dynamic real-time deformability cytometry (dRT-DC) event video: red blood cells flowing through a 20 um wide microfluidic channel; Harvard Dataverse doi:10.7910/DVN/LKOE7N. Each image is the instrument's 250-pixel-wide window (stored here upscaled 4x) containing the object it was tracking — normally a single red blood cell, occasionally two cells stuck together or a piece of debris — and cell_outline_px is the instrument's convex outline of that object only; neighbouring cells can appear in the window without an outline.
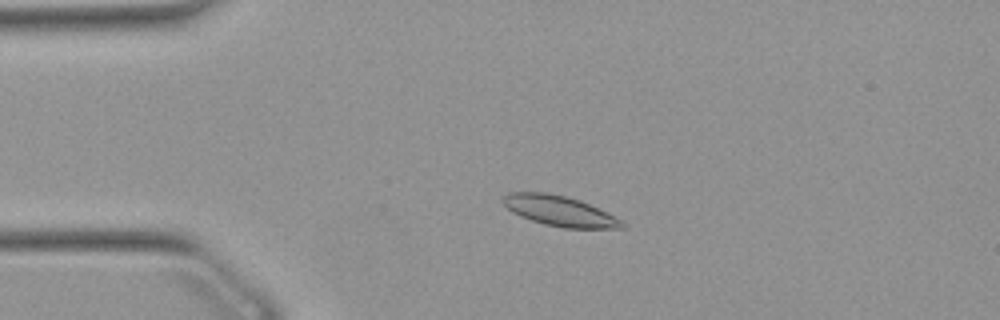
{"species": "Egyptian fruit bat (a non-hibernating species)", "species_latin": "Rousettus aegyptiacus", "temperature_condition": "warm", "stored_images_in_passage": 52, "camera_frame_rate_fps": 3000, "um_per_image_px": 0.085, "animal": {"sex": "female"}, "frame": {"image": 1, "passage_image": 11, "time_ms": 3.333, "image_size_px": [1000, 320], "cell_outline_px": [[628, 224], [624, 228], [564, 228], [544, 224], [520, 216], [512, 212], [500, 200], [500, 196], [508, 192], [548, 192], [580, 200], [616, 216], [624, 220]], "centroid_in_image_um": [47.57, 17.92], "position_along_channel_um": 37.4, "area_um2": 21.27}}
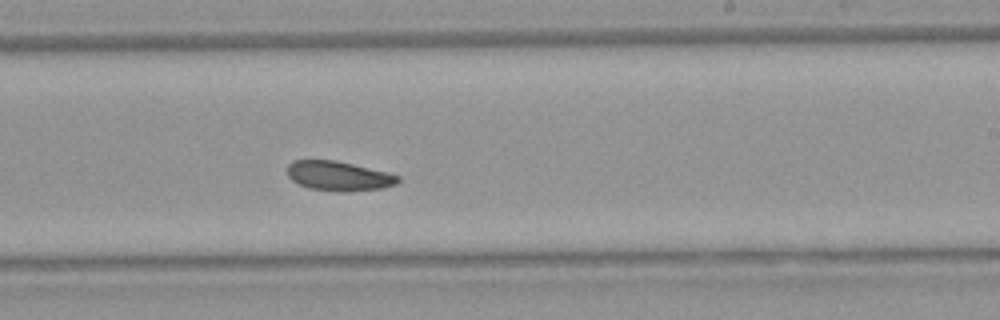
{"frame": {"image": 2, "passage_image": 31, "time_ms": 10.0, "image_size_px": [1000, 320], "cell_outline_px": [[400, 180], [396, 184], [384, 188], [344, 192], [340, 192], [308, 188], [292, 180], [288, 176], [288, 164], [292, 160], [336, 160], [388, 172], [400, 176]], "centroid_in_image_um": [28.81, 14.96], "position_along_channel_um": 260.2, "area_um2": 19.19}}
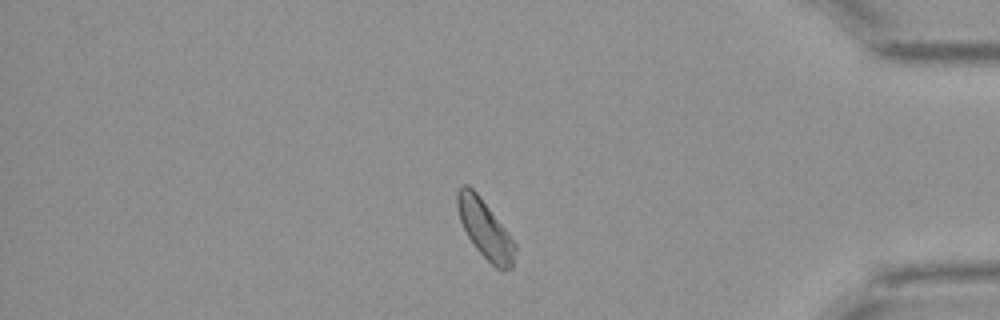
{"frame": {"image": 3, "passage_image": 44, "time_ms": 14.333, "image_size_px": [1000, 320], "cell_outline_px": [[516, 248], [512, 268], [504, 272], [496, 268], [476, 248], [468, 236], [460, 220], [456, 208], [456, 192], [460, 184], [468, 184], [476, 192], [508, 232], [516, 244]], "centroid_in_image_um": [41.22, 19.46], "position_along_channel_um": 394.0, "area_um2": 19.59}, "authors_computed_cell_mechanics": {"area_um2": 19.8543, "velocity_mm_per_s": 3.8291, "shape_relaxation_time_tau1_ms": 3.7186, "shape_relaxation_time_tau2_ms": null, "deformation_change_tau1": 0.0703, "deformation_change_tau2": null}}